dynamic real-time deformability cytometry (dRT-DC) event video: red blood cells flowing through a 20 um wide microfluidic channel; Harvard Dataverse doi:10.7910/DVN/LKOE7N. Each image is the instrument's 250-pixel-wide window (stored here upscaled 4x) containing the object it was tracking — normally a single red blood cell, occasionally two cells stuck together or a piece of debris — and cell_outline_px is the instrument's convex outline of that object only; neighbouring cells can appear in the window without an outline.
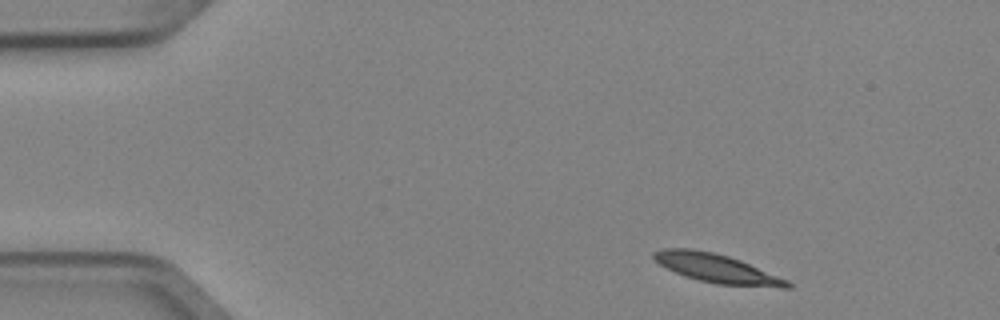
{"species": "Egyptian fruit bat (a non-hibernating species)", "species_latin": "Rousettus aegyptiacus", "temperature_condition": "cold", "stored_images_in_passage": 5, "camera_frame_rate_fps": 3000, "um_per_image_px": 0.085, "animal": {"sex": "female"}, "frame": {"image": 1, "passage_image": 1, "time_ms": 0.0, "image_size_px": [1000, 320], "cell_outline_px": [[792, 288], [780, 288], [716, 284], [700, 280], [676, 272], [660, 264], [652, 256], [652, 252], [664, 248], [692, 248], [712, 252], [728, 256], [740, 260], [788, 280], [792, 284]], "centroid_in_image_um": [60.96, 22.81], "position_along_channel_um": 24.0, "area_um2": 22.2}}
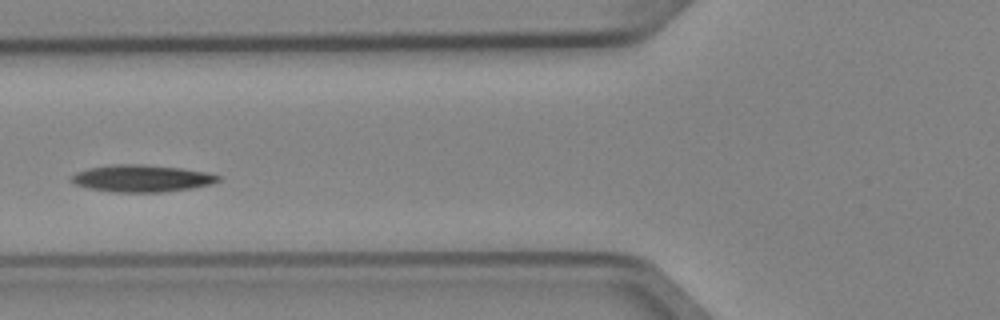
{"frame": {"image": 2, "passage_image": 5, "time_ms": 1.333, "image_size_px": [1000, 320], "cell_outline_px": [[220, 180], [212, 184], [192, 188], [160, 192], [112, 192], [88, 188], [76, 184], [72, 180], [72, 176], [76, 172], [88, 168], [112, 164], [140, 164], [180, 168], [208, 172], [220, 176]], "centroid_in_image_um": [12.06, 15.16], "position_along_channel_um": 113.7, "area_um2": 23.06}}